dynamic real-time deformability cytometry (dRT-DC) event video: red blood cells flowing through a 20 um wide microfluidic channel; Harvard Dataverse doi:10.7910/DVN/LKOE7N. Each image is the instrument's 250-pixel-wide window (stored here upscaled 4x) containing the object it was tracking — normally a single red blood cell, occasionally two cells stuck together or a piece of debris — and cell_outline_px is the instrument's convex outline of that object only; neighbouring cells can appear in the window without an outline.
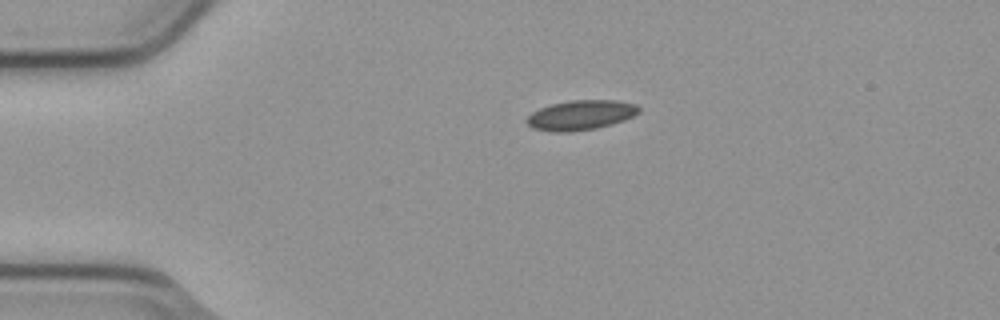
{"species": "common noctule bat (a hibernating species)", "species_latin": "Nyctalus noctula", "temperature_condition": "cold", "stored_images_in_passage": 2, "camera_frame_rate_fps": 3000, "um_per_image_px": 0.085, "animal": {"sex": "male", "body_mass_g": 23.1, "forearm_length_mm": 52.7}, "frame": {"image": 1, "passage_image": 1, "time_ms": 0.0, "image_size_px": [1000, 320], "cell_outline_px": [[640, 112], [624, 120], [612, 124], [596, 128], [572, 132], [552, 132], [532, 128], [524, 120], [532, 112], [540, 108], [552, 104], [568, 100], [616, 100], [636, 104], [640, 108]], "centroid_in_image_um": [49.35, 9.78], "position_along_channel_um": 35.6, "area_um2": 19.59}}